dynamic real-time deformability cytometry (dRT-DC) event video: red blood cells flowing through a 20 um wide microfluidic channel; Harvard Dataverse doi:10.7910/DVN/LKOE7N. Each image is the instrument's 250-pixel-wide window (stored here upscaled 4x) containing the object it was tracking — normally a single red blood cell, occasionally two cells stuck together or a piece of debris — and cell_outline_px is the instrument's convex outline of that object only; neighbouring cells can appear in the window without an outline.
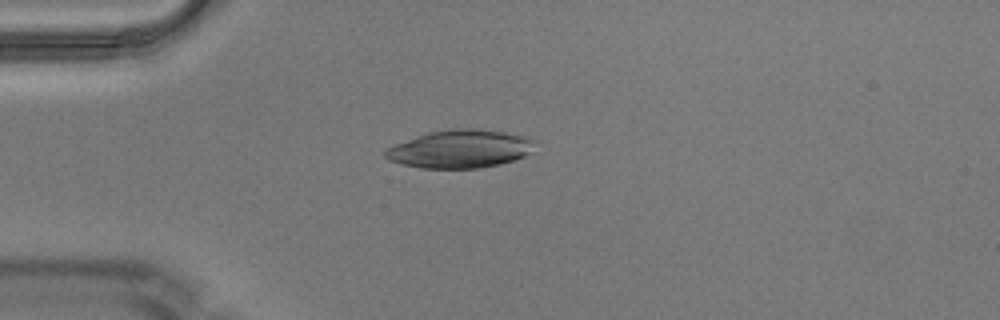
{"species": "Egyptian fruit bat (a non-hibernating species)", "species_latin": "Rousettus aegyptiacus", "temperature_condition": "warm", "stored_images_in_passage": 5, "camera_frame_rate_fps": 3000, "um_per_image_px": 0.085, "animal": {"sex": "male"}, "frame": {"image": 1, "passage_image": 4, "time_ms": 1.0, "image_size_px": [1000, 320], "cell_outline_px": [[536, 140], [528, 152], [524, 156], [500, 164], [480, 168], [420, 168], [388, 160], [384, 156], [384, 152], [388, 148], [396, 144], [428, 132], [452, 128], [480, 128], [528, 136]], "centroid_in_image_um": [39.11, 12.65], "position_along_channel_um": 45.9, "area_um2": 33.06}}